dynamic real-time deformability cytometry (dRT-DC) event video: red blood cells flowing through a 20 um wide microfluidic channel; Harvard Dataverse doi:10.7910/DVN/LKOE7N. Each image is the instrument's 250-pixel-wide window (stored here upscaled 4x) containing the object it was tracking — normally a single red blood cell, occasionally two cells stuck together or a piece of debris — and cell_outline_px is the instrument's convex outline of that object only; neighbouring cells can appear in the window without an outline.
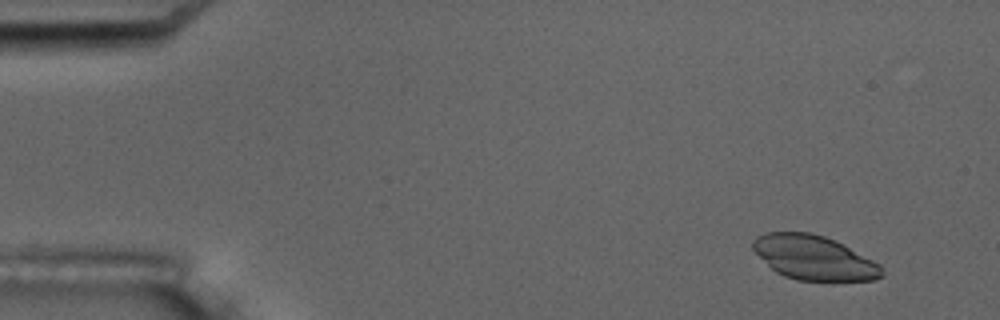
{"species": "common noctule bat (a hibernating species)", "species_latin": "Nyctalus noctula", "temperature_condition": "room temperature", "stored_images_in_passage": 6, "camera_frame_rate_fps": 3000, "um_per_image_px": 0.085, "animal": {"sex": "male", "body_mass_g": 17.5, "forearm_length_mm": 52.3}, "frame": {"image": 1, "passage_image": 1, "time_ms": 0.0, "image_size_px": [1000, 320], "cell_outline_px": [[884, 276], [876, 280], [796, 280], [784, 276], [776, 272], [752, 248], [752, 240], [756, 236], [768, 232], [808, 232], [824, 236], [880, 264], [884, 272]], "centroid_in_image_um": [69.17, 21.91], "position_along_channel_um": 15.8, "area_um2": 32.77}}